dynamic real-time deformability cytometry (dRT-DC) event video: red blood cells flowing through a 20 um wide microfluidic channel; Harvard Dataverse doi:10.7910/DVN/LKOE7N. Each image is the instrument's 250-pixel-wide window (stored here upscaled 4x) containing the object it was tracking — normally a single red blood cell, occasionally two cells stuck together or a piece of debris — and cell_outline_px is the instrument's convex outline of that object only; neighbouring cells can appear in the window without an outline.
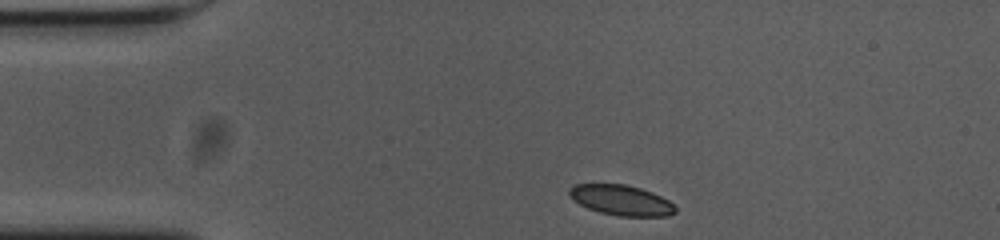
{"species": "common noctule bat (a hibernating species)", "species_latin": "Nyctalus noctula", "temperature_condition": "cold", "stored_images_in_passage": 40, "camera_frame_rate_fps": 3000, "um_per_image_px": 0.085, "animal": {"sex": "female", "body_mass_g": 23.0, "forearm_length_mm": 53.4}, "frame": {"image": 1, "passage_image": 1, "time_ms": 0.0, "image_size_px": [1000, 240], "cell_outline_px": [[676, 212], [668, 216], [616, 216], [600, 212], [588, 208], [580, 204], [568, 192], [568, 188], [576, 184], [624, 184], [640, 188], [652, 192], [668, 200], [676, 208]], "centroid_in_image_um": [52.82, 17.02], "position_along_channel_um": 32.2, "area_um2": 18.55}}
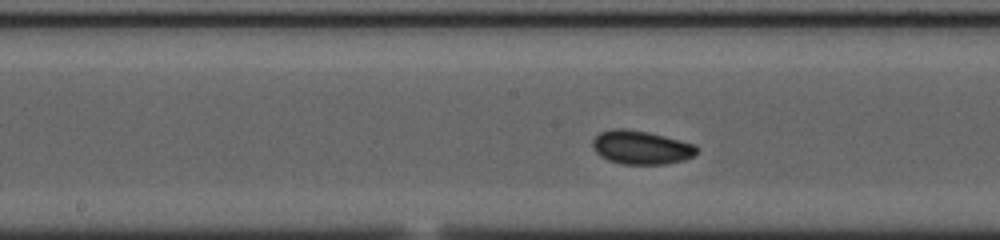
{"frame": {"image": 2, "passage_image": 18, "time_ms": 5.667, "image_size_px": [1000, 240], "cell_outline_px": [[700, 148], [692, 156], [684, 160], [664, 164], [620, 164], [608, 160], [600, 156], [592, 148], [592, 140], [600, 132], [612, 128], [624, 128], [648, 132], [696, 144]], "centroid_in_image_um": [54.48, 12.53], "position_along_channel_um": 193.7, "area_um2": 20.58}}
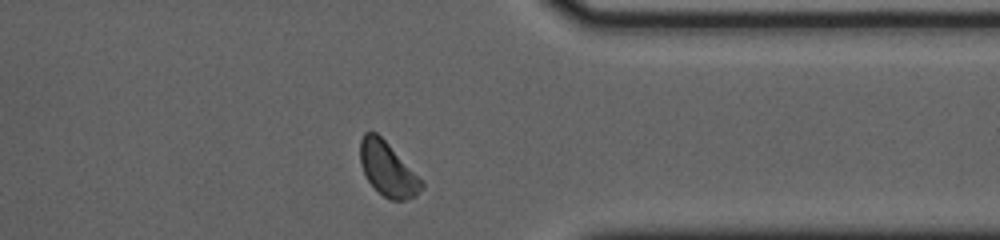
{"frame": {"image": 3, "passage_image": 34, "time_ms": 11.0, "image_size_px": [1000, 240], "cell_outline_px": [[424, 188], [416, 196], [404, 200], [392, 200], [384, 196], [368, 180], [360, 164], [360, 140], [364, 132], [376, 132], [424, 180]], "centroid_in_image_um": [32.99, 14.38], "position_along_channel_um": 378.4, "area_um2": 19.25}}